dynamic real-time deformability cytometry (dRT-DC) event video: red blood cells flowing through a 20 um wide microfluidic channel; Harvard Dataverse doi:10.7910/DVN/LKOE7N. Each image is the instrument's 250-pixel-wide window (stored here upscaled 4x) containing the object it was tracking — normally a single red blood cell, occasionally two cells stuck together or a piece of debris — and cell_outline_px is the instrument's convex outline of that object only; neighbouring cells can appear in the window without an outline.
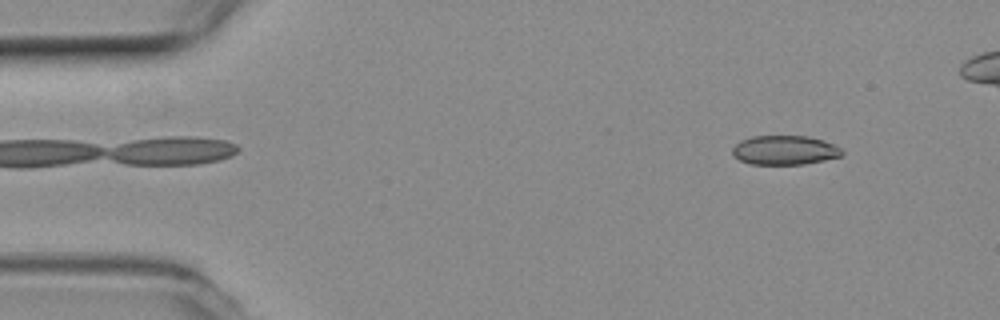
{"species": "common noctule bat (a hibernating species)", "species_latin": "Nyctalus noctula", "temperature_condition": "room temperature", "stored_images_in_passage": 49, "camera_frame_rate_fps": 3000, "um_per_image_px": 0.085, "animal": {"sex": "female", "body_mass_g": 19.3, "forearm_length_mm": 54.1}, "frame": {"image": 1, "passage_image": 5, "time_ms": 1.333, "image_size_px": [1000, 320], "cell_outline_px": [[844, 152], [840, 156], [824, 160], [804, 164], [752, 164], [740, 160], [732, 156], [732, 148], [740, 140], [752, 136], [808, 136], [824, 140], [840, 148]], "centroid_in_image_um": [66.67, 12.76], "position_along_channel_um": 18.3, "area_um2": 18.67}}
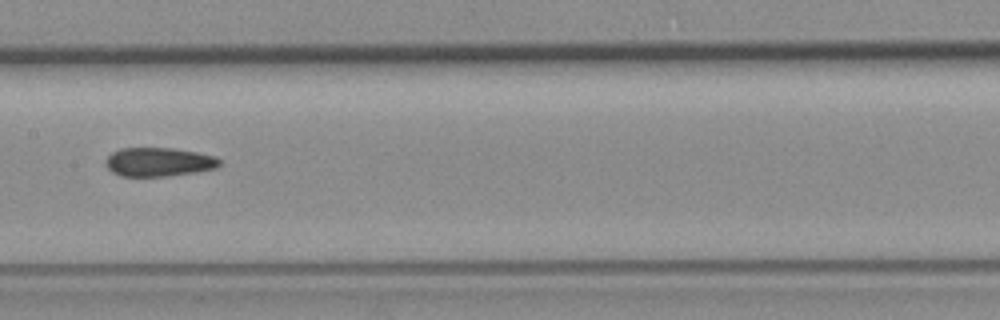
{"frame": {"image": 2, "passage_image": 26, "time_ms": 8.333, "image_size_px": [1000, 320], "cell_outline_px": [[220, 164], [216, 168], [196, 172], [168, 176], [120, 176], [112, 172], [104, 164], [104, 160], [112, 152], [120, 148], [172, 148], [196, 152], [216, 156], [220, 160]], "centroid_in_image_um": [13.47, 13.77], "position_along_channel_um": 193.9, "area_um2": 19.25}}
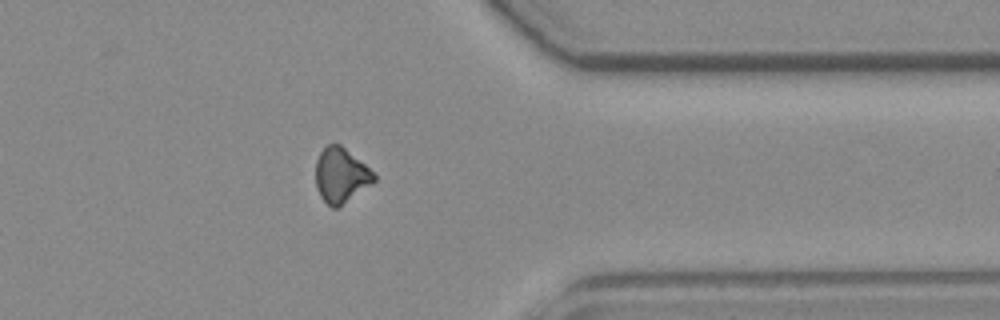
{"frame": {"image": 3, "passage_image": 42, "time_ms": 13.667, "image_size_px": [1000, 320], "cell_outline_px": [[376, 180], [336, 208], [332, 208], [320, 196], [316, 188], [316, 160], [320, 152], [328, 144], [340, 144], [364, 164], [376, 176]], "centroid_in_image_um": [28.94, 14.89], "position_along_channel_um": 382.5, "area_um2": 18.15}}